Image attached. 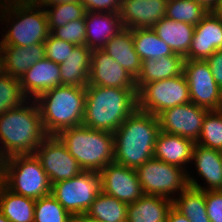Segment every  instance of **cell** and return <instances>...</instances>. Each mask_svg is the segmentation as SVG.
<instances>
[{
    "instance_id": "9",
    "label": "cell",
    "mask_w": 222,
    "mask_h": 222,
    "mask_svg": "<svg viewBox=\"0 0 222 222\" xmlns=\"http://www.w3.org/2000/svg\"><path fill=\"white\" fill-rule=\"evenodd\" d=\"M138 179L145 195L167 198L171 201L187 186V172L156 158H151L137 169ZM173 196V197H172Z\"/></svg>"
},
{
    "instance_id": "42",
    "label": "cell",
    "mask_w": 222,
    "mask_h": 222,
    "mask_svg": "<svg viewBox=\"0 0 222 222\" xmlns=\"http://www.w3.org/2000/svg\"><path fill=\"white\" fill-rule=\"evenodd\" d=\"M166 222H191V221L172 206V208L168 212Z\"/></svg>"
},
{
    "instance_id": "32",
    "label": "cell",
    "mask_w": 222,
    "mask_h": 222,
    "mask_svg": "<svg viewBox=\"0 0 222 222\" xmlns=\"http://www.w3.org/2000/svg\"><path fill=\"white\" fill-rule=\"evenodd\" d=\"M208 13L209 11L194 0H168L165 17L195 26Z\"/></svg>"
},
{
    "instance_id": "34",
    "label": "cell",
    "mask_w": 222,
    "mask_h": 222,
    "mask_svg": "<svg viewBox=\"0 0 222 222\" xmlns=\"http://www.w3.org/2000/svg\"><path fill=\"white\" fill-rule=\"evenodd\" d=\"M50 33L57 27L85 17L86 9L82 2L61 3L45 8Z\"/></svg>"
},
{
    "instance_id": "22",
    "label": "cell",
    "mask_w": 222,
    "mask_h": 222,
    "mask_svg": "<svg viewBox=\"0 0 222 222\" xmlns=\"http://www.w3.org/2000/svg\"><path fill=\"white\" fill-rule=\"evenodd\" d=\"M194 142L188 138L160 131L155 143L154 158L186 170L192 164Z\"/></svg>"
},
{
    "instance_id": "33",
    "label": "cell",
    "mask_w": 222,
    "mask_h": 222,
    "mask_svg": "<svg viewBox=\"0 0 222 222\" xmlns=\"http://www.w3.org/2000/svg\"><path fill=\"white\" fill-rule=\"evenodd\" d=\"M27 100L19 79L0 70V115L21 106Z\"/></svg>"
},
{
    "instance_id": "20",
    "label": "cell",
    "mask_w": 222,
    "mask_h": 222,
    "mask_svg": "<svg viewBox=\"0 0 222 222\" xmlns=\"http://www.w3.org/2000/svg\"><path fill=\"white\" fill-rule=\"evenodd\" d=\"M45 58L44 43L30 46H0L1 71L20 79L36 62Z\"/></svg>"
},
{
    "instance_id": "29",
    "label": "cell",
    "mask_w": 222,
    "mask_h": 222,
    "mask_svg": "<svg viewBox=\"0 0 222 222\" xmlns=\"http://www.w3.org/2000/svg\"><path fill=\"white\" fill-rule=\"evenodd\" d=\"M173 207L191 222H211L206 211L204 190L188 185L173 199Z\"/></svg>"
},
{
    "instance_id": "27",
    "label": "cell",
    "mask_w": 222,
    "mask_h": 222,
    "mask_svg": "<svg viewBox=\"0 0 222 222\" xmlns=\"http://www.w3.org/2000/svg\"><path fill=\"white\" fill-rule=\"evenodd\" d=\"M173 201L154 195L143 194L127 206V222H166Z\"/></svg>"
},
{
    "instance_id": "17",
    "label": "cell",
    "mask_w": 222,
    "mask_h": 222,
    "mask_svg": "<svg viewBox=\"0 0 222 222\" xmlns=\"http://www.w3.org/2000/svg\"><path fill=\"white\" fill-rule=\"evenodd\" d=\"M197 175L204 179L207 187L198 183L193 174L187 172L188 185L200 190H222V161L221 151L200 144H194L192 161Z\"/></svg>"
},
{
    "instance_id": "35",
    "label": "cell",
    "mask_w": 222,
    "mask_h": 222,
    "mask_svg": "<svg viewBox=\"0 0 222 222\" xmlns=\"http://www.w3.org/2000/svg\"><path fill=\"white\" fill-rule=\"evenodd\" d=\"M196 144L222 151V109L207 112Z\"/></svg>"
},
{
    "instance_id": "19",
    "label": "cell",
    "mask_w": 222,
    "mask_h": 222,
    "mask_svg": "<svg viewBox=\"0 0 222 222\" xmlns=\"http://www.w3.org/2000/svg\"><path fill=\"white\" fill-rule=\"evenodd\" d=\"M19 81L24 95L35 100L45 91L62 85L60 66L50 59L43 58L31 66Z\"/></svg>"
},
{
    "instance_id": "7",
    "label": "cell",
    "mask_w": 222,
    "mask_h": 222,
    "mask_svg": "<svg viewBox=\"0 0 222 222\" xmlns=\"http://www.w3.org/2000/svg\"><path fill=\"white\" fill-rule=\"evenodd\" d=\"M2 184L11 192L37 200L51 194V183L34 154L2 161Z\"/></svg>"
},
{
    "instance_id": "24",
    "label": "cell",
    "mask_w": 222,
    "mask_h": 222,
    "mask_svg": "<svg viewBox=\"0 0 222 222\" xmlns=\"http://www.w3.org/2000/svg\"><path fill=\"white\" fill-rule=\"evenodd\" d=\"M185 58L174 53L159 59H145L141 64V71L135 79L137 92L145 85L154 81L173 78L183 74Z\"/></svg>"
},
{
    "instance_id": "10",
    "label": "cell",
    "mask_w": 222,
    "mask_h": 222,
    "mask_svg": "<svg viewBox=\"0 0 222 222\" xmlns=\"http://www.w3.org/2000/svg\"><path fill=\"white\" fill-rule=\"evenodd\" d=\"M137 97L138 109L155 116L166 109L191 102L184 74L145 84Z\"/></svg>"
},
{
    "instance_id": "12",
    "label": "cell",
    "mask_w": 222,
    "mask_h": 222,
    "mask_svg": "<svg viewBox=\"0 0 222 222\" xmlns=\"http://www.w3.org/2000/svg\"><path fill=\"white\" fill-rule=\"evenodd\" d=\"M34 155L40 161L51 185L75 177L83 171L57 135H48Z\"/></svg>"
},
{
    "instance_id": "8",
    "label": "cell",
    "mask_w": 222,
    "mask_h": 222,
    "mask_svg": "<svg viewBox=\"0 0 222 222\" xmlns=\"http://www.w3.org/2000/svg\"><path fill=\"white\" fill-rule=\"evenodd\" d=\"M100 192V174L85 170L51 187V195L71 216L84 215Z\"/></svg>"
},
{
    "instance_id": "36",
    "label": "cell",
    "mask_w": 222,
    "mask_h": 222,
    "mask_svg": "<svg viewBox=\"0 0 222 222\" xmlns=\"http://www.w3.org/2000/svg\"><path fill=\"white\" fill-rule=\"evenodd\" d=\"M72 216L50 194L35 201L34 222H71Z\"/></svg>"
},
{
    "instance_id": "25",
    "label": "cell",
    "mask_w": 222,
    "mask_h": 222,
    "mask_svg": "<svg viewBox=\"0 0 222 222\" xmlns=\"http://www.w3.org/2000/svg\"><path fill=\"white\" fill-rule=\"evenodd\" d=\"M91 54L92 50L85 45H78L73 49L66 61L59 64L62 85L82 87L88 85Z\"/></svg>"
},
{
    "instance_id": "6",
    "label": "cell",
    "mask_w": 222,
    "mask_h": 222,
    "mask_svg": "<svg viewBox=\"0 0 222 222\" xmlns=\"http://www.w3.org/2000/svg\"><path fill=\"white\" fill-rule=\"evenodd\" d=\"M57 136L82 170L99 173L114 162V133L80 125L62 130Z\"/></svg>"
},
{
    "instance_id": "46",
    "label": "cell",
    "mask_w": 222,
    "mask_h": 222,
    "mask_svg": "<svg viewBox=\"0 0 222 222\" xmlns=\"http://www.w3.org/2000/svg\"><path fill=\"white\" fill-rule=\"evenodd\" d=\"M0 222H11L0 212Z\"/></svg>"
},
{
    "instance_id": "4",
    "label": "cell",
    "mask_w": 222,
    "mask_h": 222,
    "mask_svg": "<svg viewBox=\"0 0 222 222\" xmlns=\"http://www.w3.org/2000/svg\"><path fill=\"white\" fill-rule=\"evenodd\" d=\"M0 13V21L6 24L0 46L44 43L50 34L45 9L31 0H0Z\"/></svg>"
},
{
    "instance_id": "28",
    "label": "cell",
    "mask_w": 222,
    "mask_h": 222,
    "mask_svg": "<svg viewBox=\"0 0 222 222\" xmlns=\"http://www.w3.org/2000/svg\"><path fill=\"white\" fill-rule=\"evenodd\" d=\"M35 201L0 184V212L11 222H34Z\"/></svg>"
},
{
    "instance_id": "45",
    "label": "cell",
    "mask_w": 222,
    "mask_h": 222,
    "mask_svg": "<svg viewBox=\"0 0 222 222\" xmlns=\"http://www.w3.org/2000/svg\"><path fill=\"white\" fill-rule=\"evenodd\" d=\"M213 12L222 20V0L219 1L217 8Z\"/></svg>"
},
{
    "instance_id": "38",
    "label": "cell",
    "mask_w": 222,
    "mask_h": 222,
    "mask_svg": "<svg viewBox=\"0 0 222 222\" xmlns=\"http://www.w3.org/2000/svg\"><path fill=\"white\" fill-rule=\"evenodd\" d=\"M76 45L54 37L51 33L44 42L45 58L61 64L66 61Z\"/></svg>"
},
{
    "instance_id": "39",
    "label": "cell",
    "mask_w": 222,
    "mask_h": 222,
    "mask_svg": "<svg viewBox=\"0 0 222 222\" xmlns=\"http://www.w3.org/2000/svg\"><path fill=\"white\" fill-rule=\"evenodd\" d=\"M206 211L211 222H222V190L205 191Z\"/></svg>"
},
{
    "instance_id": "43",
    "label": "cell",
    "mask_w": 222,
    "mask_h": 222,
    "mask_svg": "<svg viewBox=\"0 0 222 222\" xmlns=\"http://www.w3.org/2000/svg\"><path fill=\"white\" fill-rule=\"evenodd\" d=\"M195 2L202 5L207 11L213 12L217 5L219 4L220 0H194Z\"/></svg>"
},
{
    "instance_id": "16",
    "label": "cell",
    "mask_w": 222,
    "mask_h": 222,
    "mask_svg": "<svg viewBox=\"0 0 222 222\" xmlns=\"http://www.w3.org/2000/svg\"><path fill=\"white\" fill-rule=\"evenodd\" d=\"M168 0H122L119 16L123 28H152L166 15Z\"/></svg>"
},
{
    "instance_id": "26",
    "label": "cell",
    "mask_w": 222,
    "mask_h": 222,
    "mask_svg": "<svg viewBox=\"0 0 222 222\" xmlns=\"http://www.w3.org/2000/svg\"><path fill=\"white\" fill-rule=\"evenodd\" d=\"M152 29L171 48L173 53L183 57L188 54L193 40L194 25L163 17Z\"/></svg>"
},
{
    "instance_id": "5",
    "label": "cell",
    "mask_w": 222,
    "mask_h": 222,
    "mask_svg": "<svg viewBox=\"0 0 222 222\" xmlns=\"http://www.w3.org/2000/svg\"><path fill=\"white\" fill-rule=\"evenodd\" d=\"M47 135L80 126L85 114L86 87L61 85L35 99Z\"/></svg>"
},
{
    "instance_id": "13",
    "label": "cell",
    "mask_w": 222,
    "mask_h": 222,
    "mask_svg": "<svg viewBox=\"0 0 222 222\" xmlns=\"http://www.w3.org/2000/svg\"><path fill=\"white\" fill-rule=\"evenodd\" d=\"M209 109L189 102L164 110L157 115L160 131L198 141L203 120Z\"/></svg>"
},
{
    "instance_id": "21",
    "label": "cell",
    "mask_w": 222,
    "mask_h": 222,
    "mask_svg": "<svg viewBox=\"0 0 222 222\" xmlns=\"http://www.w3.org/2000/svg\"><path fill=\"white\" fill-rule=\"evenodd\" d=\"M86 47L102 49L104 45L123 29L119 13L89 12L85 14Z\"/></svg>"
},
{
    "instance_id": "3",
    "label": "cell",
    "mask_w": 222,
    "mask_h": 222,
    "mask_svg": "<svg viewBox=\"0 0 222 222\" xmlns=\"http://www.w3.org/2000/svg\"><path fill=\"white\" fill-rule=\"evenodd\" d=\"M159 132L157 116L137 108L114 132V162L137 169L154 157Z\"/></svg>"
},
{
    "instance_id": "30",
    "label": "cell",
    "mask_w": 222,
    "mask_h": 222,
    "mask_svg": "<svg viewBox=\"0 0 222 222\" xmlns=\"http://www.w3.org/2000/svg\"><path fill=\"white\" fill-rule=\"evenodd\" d=\"M127 206L101 191L84 215L98 222H127Z\"/></svg>"
},
{
    "instance_id": "41",
    "label": "cell",
    "mask_w": 222,
    "mask_h": 222,
    "mask_svg": "<svg viewBox=\"0 0 222 222\" xmlns=\"http://www.w3.org/2000/svg\"><path fill=\"white\" fill-rule=\"evenodd\" d=\"M206 62L217 85L222 89V50H216L206 59Z\"/></svg>"
},
{
    "instance_id": "11",
    "label": "cell",
    "mask_w": 222,
    "mask_h": 222,
    "mask_svg": "<svg viewBox=\"0 0 222 222\" xmlns=\"http://www.w3.org/2000/svg\"><path fill=\"white\" fill-rule=\"evenodd\" d=\"M183 74L192 103L209 110L222 109V89L217 85L206 60H185Z\"/></svg>"
},
{
    "instance_id": "23",
    "label": "cell",
    "mask_w": 222,
    "mask_h": 222,
    "mask_svg": "<svg viewBox=\"0 0 222 222\" xmlns=\"http://www.w3.org/2000/svg\"><path fill=\"white\" fill-rule=\"evenodd\" d=\"M135 79L141 71L142 61L134 46L132 29L123 28L102 48Z\"/></svg>"
},
{
    "instance_id": "44",
    "label": "cell",
    "mask_w": 222,
    "mask_h": 222,
    "mask_svg": "<svg viewBox=\"0 0 222 222\" xmlns=\"http://www.w3.org/2000/svg\"><path fill=\"white\" fill-rule=\"evenodd\" d=\"M71 222H98V221L88 218L86 215H79V216H72Z\"/></svg>"
},
{
    "instance_id": "40",
    "label": "cell",
    "mask_w": 222,
    "mask_h": 222,
    "mask_svg": "<svg viewBox=\"0 0 222 222\" xmlns=\"http://www.w3.org/2000/svg\"><path fill=\"white\" fill-rule=\"evenodd\" d=\"M122 0H82L86 11L119 13Z\"/></svg>"
},
{
    "instance_id": "15",
    "label": "cell",
    "mask_w": 222,
    "mask_h": 222,
    "mask_svg": "<svg viewBox=\"0 0 222 222\" xmlns=\"http://www.w3.org/2000/svg\"><path fill=\"white\" fill-rule=\"evenodd\" d=\"M88 85L136 88L135 78L102 49L92 50Z\"/></svg>"
},
{
    "instance_id": "1",
    "label": "cell",
    "mask_w": 222,
    "mask_h": 222,
    "mask_svg": "<svg viewBox=\"0 0 222 222\" xmlns=\"http://www.w3.org/2000/svg\"><path fill=\"white\" fill-rule=\"evenodd\" d=\"M47 136L36 101L28 99L0 115V160L34 154Z\"/></svg>"
},
{
    "instance_id": "2",
    "label": "cell",
    "mask_w": 222,
    "mask_h": 222,
    "mask_svg": "<svg viewBox=\"0 0 222 222\" xmlns=\"http://www.w3.org/2000/svg\"><path fill=\"white\" fill-rule=\"evenodd\" d=\"M136 88L87 85L82 125L114 133L138 108Z\"/></svg>"
},
{
    "instance_id": "37",
    "label": "cell",
    "mask_w": 222,
    "mask_h": 222,
    "mask_svg": "<svg viewBox=\"0 0 222 222\" xmlns=\"http://www.w3.org/2000/svg\"><path fill=\"white\" fill-rule=\"evenodd\" d=\"M86 32L85 19L82 18L68 22L62 27L55 28L51 34L58 39L67 41L76 46H86Z\"/></svg>"
},
{
    "instance_id": "14",
    "label": "cell",
    "mask_w": 222,
    "mask_h": 222,
    "mask_svg": "<svg viewBox=\"0 0 222 222\" xmlns=\"http://www.w3.org/2000/svg\"><path fill=\"white\" fill-rule=\"evenodd\" d=\"M99 174L101 191L119 201L134 203L144 194L136 169L113 162L104 167Z\"/></svg>"
},
{
    "instance_id": "18",
    "label": "cell",
    "mask_w": 222,
    "mask_h": 222,
    "mask_svg": "<svg viewBox=\"0 0 222 222\" xmlns=\"http://www.w3.org/2000/svg\"><path fill=\"white\" fill-rule=\"evenodd\" d=\"M216 50H222V20L209 12L197 25L185 60H206Z\"/></svg>"
},
{
    "instance_id": "31",
    "label": "cell",
    "mask_w": 222,
    "mask_h": 222,
    "mask_svg": "<svg viewBox=\"0 0 222 222\" xmlns=\"http://www.w3.org/2000/svg\"><path fill=\"white\" fill-rule=\"evenodd\" d=\"M133 41L141 61L149 58L159 59L162 56H171L173 51L160 39L152 28L132 29Z\"/></svg>"
},
{
    "instance_id": "47",
    "label": "cell",
    "mask_w": 222,
    "mask_h": 222,
    "mask_svg": "<svg viewBox=\"0 0 222 222\" xmlns=\"http://www.w3.org/2000/svg\"><path fill=\"white\" fill-rule=\"evenodd\" d=\"M2 161L0 160V184L2 183Z\"/></svg>"
}]
</instances>
